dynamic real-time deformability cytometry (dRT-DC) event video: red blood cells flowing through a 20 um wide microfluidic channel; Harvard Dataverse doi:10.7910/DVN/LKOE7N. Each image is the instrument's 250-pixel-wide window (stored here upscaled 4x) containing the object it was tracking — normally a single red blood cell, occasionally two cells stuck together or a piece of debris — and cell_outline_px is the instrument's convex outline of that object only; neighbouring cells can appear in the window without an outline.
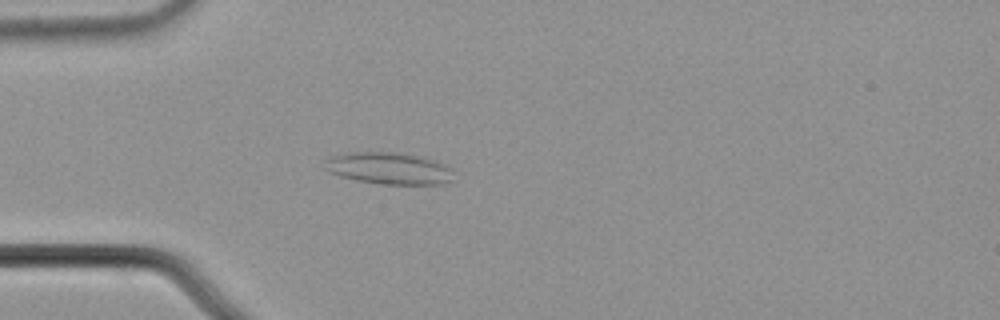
{"species": "common noctule bat (a hibernating species)", "species_latin": "Nyctalus noctula", "temperature_condition": "cold", "stored_images_in_passage": 54, "camera_frame_rate_fps": 3000, "um_per_image_px": 0.085, "animal": {"sex": "male", "body_mass_g": 21.5, "forearm_length_mm": 52.0}, "frame": {"image": 1, "passage_image": 14, "time_ms": 4.333, "image_size_px": [1000, 320], "cell_outline_px": [[452, 180], [444, 184], [380, 184], [356, 180], [340, 176], [328, 172], [324, 168], [324, 160], [328, 156], [348, 152], [400, 152], [424, 156], [444, 164], [452, 168]], "centroid_in_image_um": [33.03, 14.29], "position_along_channel_um": 52.0, "area_um2": 24.39}}
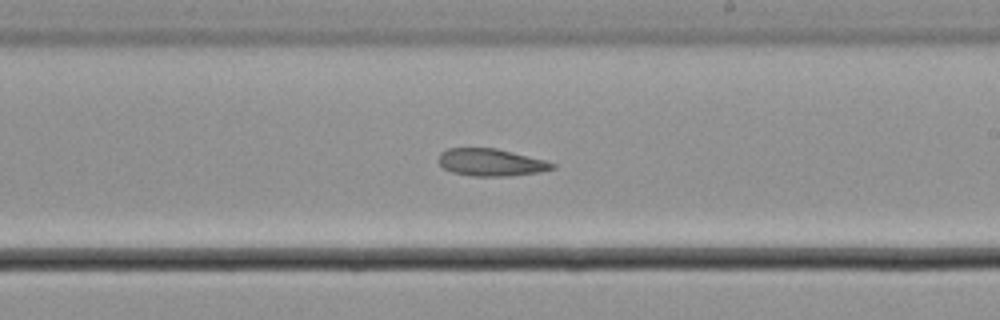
{"frame": {"image": 2, "passage_image": 31, "time_ms": 10.0, "image_size_px": [1000, 320], "cell_outline_px": [[556, 168], [540, 172], [508, 176], [472, 176], [452, 172], [444, 168], [440, 164], [440, 152], [448, 148], [496, 148], [544, 160], [556, 164]], "centroid_in_image_um": [41.74, 13.8], "position_along_channel_um": 247.3, "area_um2": 17.98}}
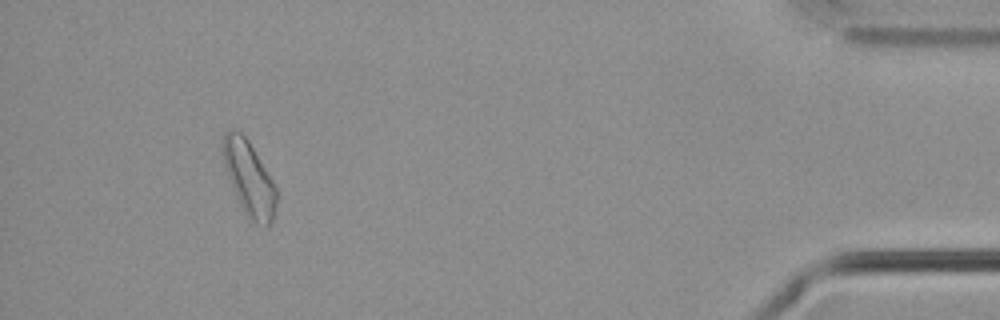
{"frame": {"image": 3, "passage_image": 50, "time_ms": 16.333, "image_size_px": [1000, 320], "cell_outline_px": [[276, 208], [272, 220], [268, 228], [256, 224], [244, 212], [240, 204], [228, 176], [224, 164], [220, 144], [224, 132], [228, 128], [236, 128], [248, 140], [272, 180], [276, 188]], "centroid_in_image_um": [21.14, 15.12], "position_along_channel_um": 414.1, "area_um2": 23.18}}